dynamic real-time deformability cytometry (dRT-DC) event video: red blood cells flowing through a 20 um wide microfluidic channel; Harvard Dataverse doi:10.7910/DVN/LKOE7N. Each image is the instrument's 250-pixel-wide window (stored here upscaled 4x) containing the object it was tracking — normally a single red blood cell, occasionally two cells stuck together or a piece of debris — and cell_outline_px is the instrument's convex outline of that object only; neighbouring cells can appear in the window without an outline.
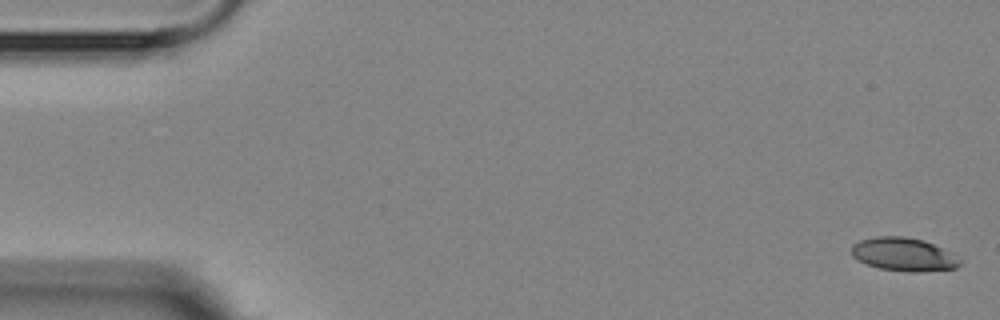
{"species": "Egyptian fruit bat (a non-hibernating species)", "species_latin": "Rousettus aegyptiacus", "temperature_condition": "room temperature", "stored_images_in_passage": 4, "camera_frame_rate_fps": 3000, "um_per_image_px": 0.085, "animal": {"sex": "female"}, "frame": {"image": 1, "passage_image": 1, "time_ms": 0.0, "image_size_px": [1000, 320], "cell_outline_px": [[964, 260], [956, 268], [920, 272], [908, 272], [880, 268], [868, 264], [852, 256], [852, 244], [860, 240], [876, 236], [904, 236], [924, 240]], "centroid_in_image_um": [76.82, 21.62], "position_along_channel_um": 8.2, "area_um2": 20.92}}